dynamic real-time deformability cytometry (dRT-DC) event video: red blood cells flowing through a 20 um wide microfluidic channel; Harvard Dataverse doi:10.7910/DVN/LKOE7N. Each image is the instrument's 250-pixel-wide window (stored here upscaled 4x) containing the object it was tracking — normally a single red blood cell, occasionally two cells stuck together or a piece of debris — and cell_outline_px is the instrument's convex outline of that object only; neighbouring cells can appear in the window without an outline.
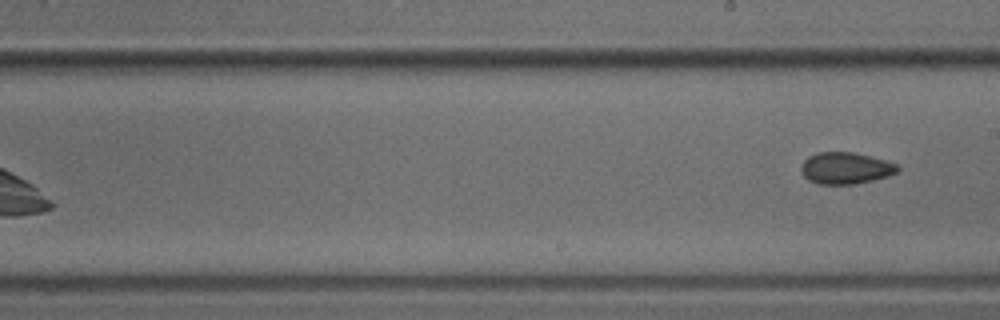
{"species": "common noctule bat (a hibernating species)", "species_latin": "Nyctalus noctula", "temperature_condition": "cold", "stored_images_in_passage": 8, "segment_of_instrument_passage": [2, 2], "camera_frame_rate_fps": 3000, "um_per_image_px": 0.085, "animal": {"sex": "male", "body_mass_g": 18.8}, "frame": {"image": 1, "passage_image": 8, "time_ms": 2.333, "image_size_px": [1000, 320], "cell_outline_px": [[900, 168], [896, 172], [888, 176], [872, 180], [852, 184], [820, 184], [808, 180], [804, 176], [800, 168], [804, 160], [808, 156], [816, 152], [852, 152], [884, 160], [896, 164]], "centroid_in_image_um": [71.84, 14.29], "position_along_channel_um": 217.2, "area_um2": 17.63}}